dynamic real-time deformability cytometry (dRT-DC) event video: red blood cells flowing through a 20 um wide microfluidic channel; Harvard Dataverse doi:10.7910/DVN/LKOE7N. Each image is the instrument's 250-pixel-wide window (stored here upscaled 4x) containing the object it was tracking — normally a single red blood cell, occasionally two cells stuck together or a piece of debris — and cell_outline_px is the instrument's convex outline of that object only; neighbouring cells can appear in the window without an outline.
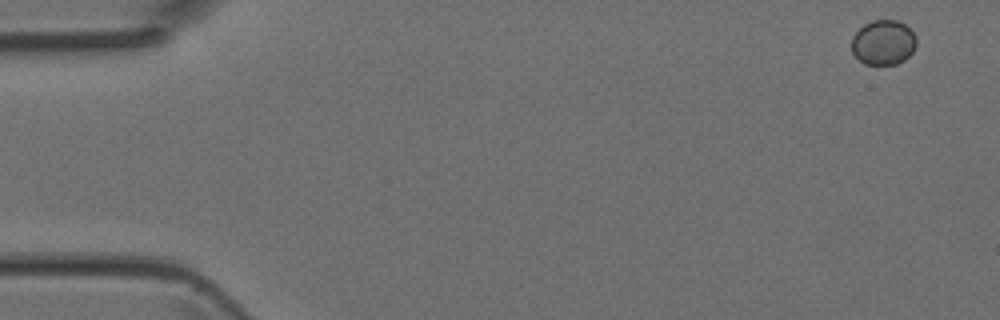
{"species": "Egyptian fruit bat (a non-hibernating species)", "species_latin": "Rousettus aegyptiacus", "temperature_condition": "room temperature", "stored_images_in_passage": 3, "camera_frame_rate_fps": 3000, "um_per_image_px": 0.085, "animal": {"sex": "female"}, "frame": {"image": 1, "passage_image": 1, "time_ms": 0.0, "image_size_px": [1000, 320], "cell_outline_px": [[916, 44], [912, 52], [904, 60], [896, 64], [864, 64], [852, 52], [852, 36], [864, 24], [872, 20], [896, 20], [904, 24], [916, 36]], "centroid_in_image_um": [75.08, 3.6], "position_along_channel_um": 9.9, "area_um2": 16.82}}